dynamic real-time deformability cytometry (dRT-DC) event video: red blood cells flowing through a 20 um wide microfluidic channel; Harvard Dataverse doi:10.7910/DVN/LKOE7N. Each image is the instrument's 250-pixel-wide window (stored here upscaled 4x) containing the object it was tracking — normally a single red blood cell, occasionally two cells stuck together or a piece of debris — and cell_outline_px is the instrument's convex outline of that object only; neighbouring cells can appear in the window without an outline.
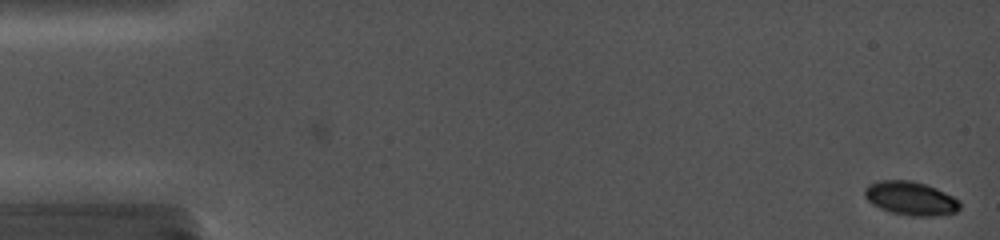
{"species": "common noctule bat (a hibernating species)", "species_latin": "Nyctalus noctula", "temperature_condition": "cold", "stored_images_in_passage": 72, "camera_frame_rate_fps": 5000, "um_per_image_px": 0.085, "animal": {"sex": "female", "body_mass_g": 19.0, "forearm_length_mm": 56.7}, "frame": {"image": 1, "passage_image": 1, "time_ms": 0.0, "image_size_px": [1000, 240], "cell_outline_px": [[960, 208], [956, 212], [932, 216], [912, 216], [892, 212], [880, 208], [872, 204], [864, 196], [864, 188], [868, 184], [880, 180], [912, 180], [936, 188], [960, 200]], "centroid_in_image_um": [77.39, 16.85], "position_along_channel_um": 7.6, "area_um2": 18.67}}
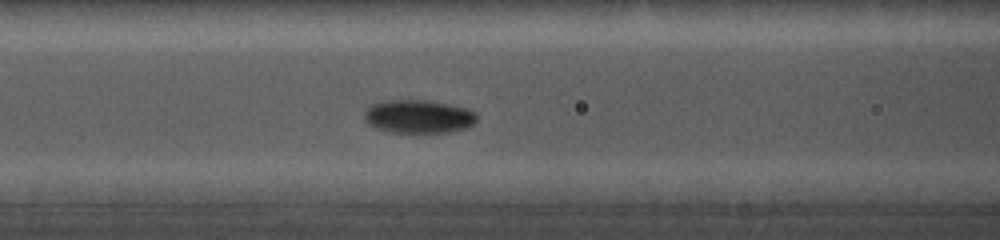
{"frame": {"image": 2, "passage_image": 38, "time_ms": 7.2, "image_size_px": [1000, 240], "cell_outline_px": [[476, 120], [468, 128], [452, 132], [388, 132], [376, 128], [368, 124], [364, 120], [364, 108], [368, 104], [380, 100], [428, 100], [452, 104], [468, 108], [476, 112]], "centroid_in_image_um": [35.53, 9.88], "position_along_channel_um": 131.1, "area_um2": 22.43}}
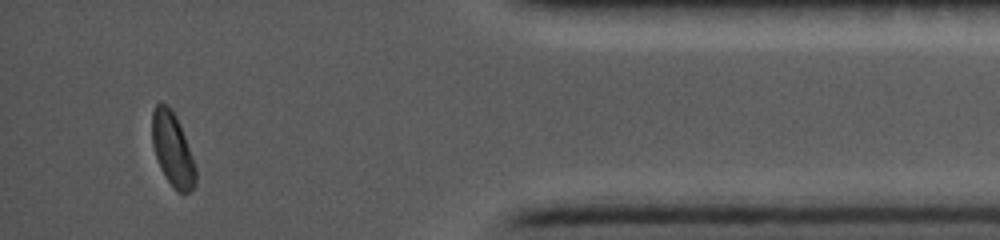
{"frame": {"image": 3, "passage_image": 72, "time_ms": 15.6, "image_size_px": [1000, 240], "cell_outline_px": [[196, 184], [188, 192], [176, 192], [160, 168], [152, 144], [152, 112], [156, 104], [164, 104], [176, 116], [180, 124], [196, 168]], "centroid_in_image_um": [14.66, 12.73], "position_along_channel_um": 420.5, "area_um2": 18.32}}